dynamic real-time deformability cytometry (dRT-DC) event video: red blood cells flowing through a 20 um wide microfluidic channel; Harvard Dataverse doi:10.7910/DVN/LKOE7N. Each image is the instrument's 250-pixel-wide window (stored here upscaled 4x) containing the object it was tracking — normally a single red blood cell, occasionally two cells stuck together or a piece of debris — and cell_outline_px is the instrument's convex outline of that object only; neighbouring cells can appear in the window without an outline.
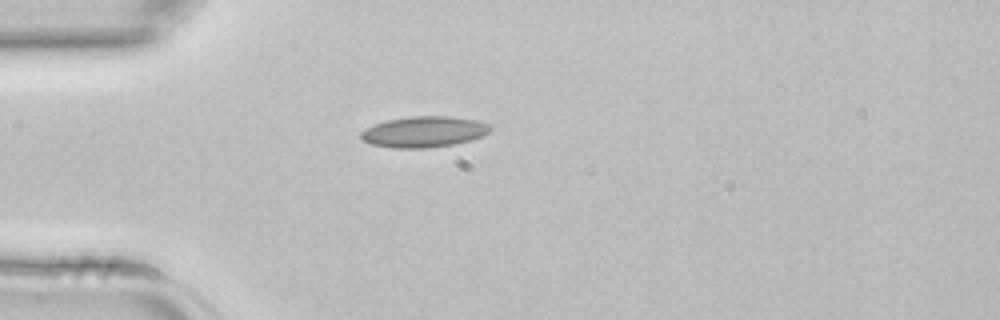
{"species": "common noctule bat (a hibernating species)", "species_latin": "Nyctalus noctula", "temperature_condition": "room temperature", "stored_images_in_passage": 1, "camera_frame_rate_fps": 3000, "um_per_image_px": 0.085, "animal": {"sex": "female", "body_mass_g": 22.7, "forearm_length_mm": 54.2}, "frame": {"image": 1, "passage_image": 1, "time_ms": 0.0, "image_size_px": [1000, 320], "cell_outline_px": [[492, 128], [484, 136], [452, 144], [428, 148], [392, 148], [372, 144], [360, 140], [360, 132], [376, 124], [388, 120], [412, 116], [448, 116], [476, 120], [488, 124]], "centroid_in_image_um": [36.02, 11.21], "position_along_channel_um": 49.0, "area_um2": 23.12}}